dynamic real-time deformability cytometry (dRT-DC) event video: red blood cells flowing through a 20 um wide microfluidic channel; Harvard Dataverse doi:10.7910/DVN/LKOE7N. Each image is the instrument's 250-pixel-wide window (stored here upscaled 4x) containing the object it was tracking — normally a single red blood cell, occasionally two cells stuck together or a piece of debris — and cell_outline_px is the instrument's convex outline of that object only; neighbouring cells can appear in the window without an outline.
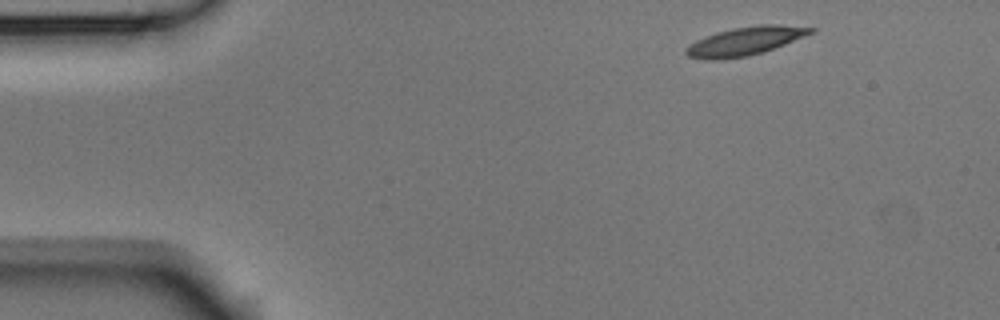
{"species": "Egyptian fruit bat (a non-hibernating species)", "species_latin": "Rousettus aegyptiacus", "temperature_condition": "room temperature", "stored_images_in_passage": 5, "camera_frame_rate_fps": 3000, "um_per_image_px": 0.085, "animal": {"sex": "male"}, "frame": {"image": 1, "passage_image": 1, "time_ms": 0.0, "image_size_px": [1000, 320], "cell_outline_px": [[816, 32], [764, 52], [748, 56], [716, 60], [708, 60], [688, 56], [684, 52], [684, 48], [696, 40], [716, 32], [732, 28], [760, 24], [776, 24], [816, 28]], "centroid_in_image_um": [63.34, 3.49], "position_along_channel_um": 21.7, "area_um2": 20.81}}
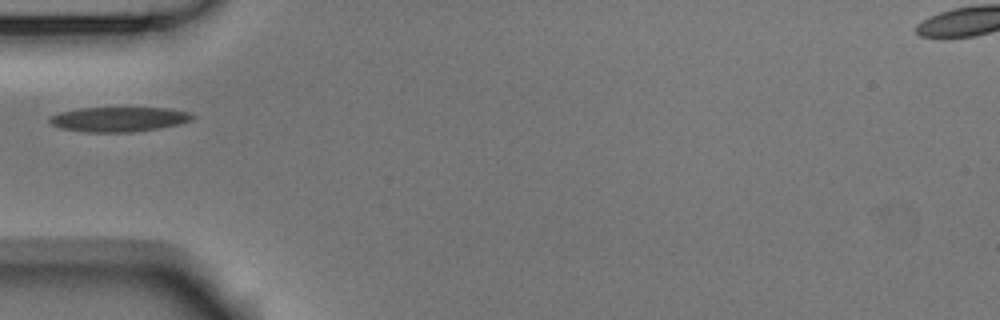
{"frame": {"image": 2, "passage_image": 4, "time_ms": 1.0, "image_size_px": [1000, 320], "cell_outline_px": [[196, 116], [188, 120], [176, 124], [156, 128], [132, 132], [88, 132], [60, 128], [52, 124], [48, 120], [52, 116], [60, 112], [80, 108], [168, 108], [192, 112]], "centroid_in_image_um": [10.09, 10.13], "position_along_channel_um": 74.9, "area_um2": 20.29}}
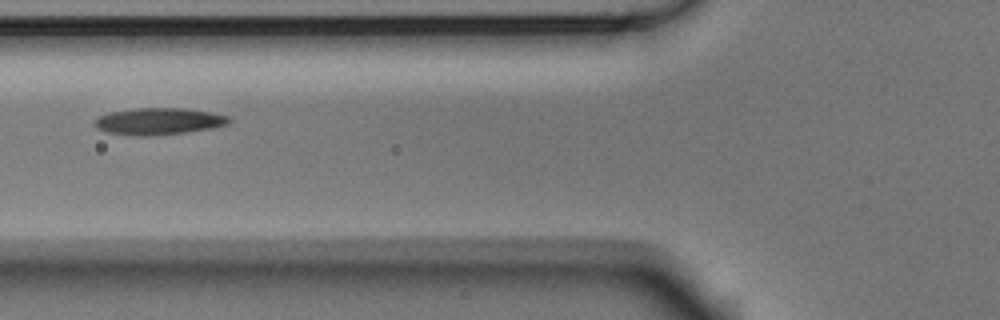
{"frame": {"image": 3, "passage_image": 5, "time_ms": 1.333, "image_size_px": [1000, 320], "cell_outline_px": [[232, 120], [228, 124], [212, 128], [184, 132], [152, 136], [132, 136], [108, 132], [96, 128], [96, 120], [100, 116], [112, 112], [136, 108], [184, 108], [208, 112], [228, 116]], "centroid_in_image_um": [13.51, 10.32], "position_along_channel_um": 112.3, "area_um2": 20.75}}